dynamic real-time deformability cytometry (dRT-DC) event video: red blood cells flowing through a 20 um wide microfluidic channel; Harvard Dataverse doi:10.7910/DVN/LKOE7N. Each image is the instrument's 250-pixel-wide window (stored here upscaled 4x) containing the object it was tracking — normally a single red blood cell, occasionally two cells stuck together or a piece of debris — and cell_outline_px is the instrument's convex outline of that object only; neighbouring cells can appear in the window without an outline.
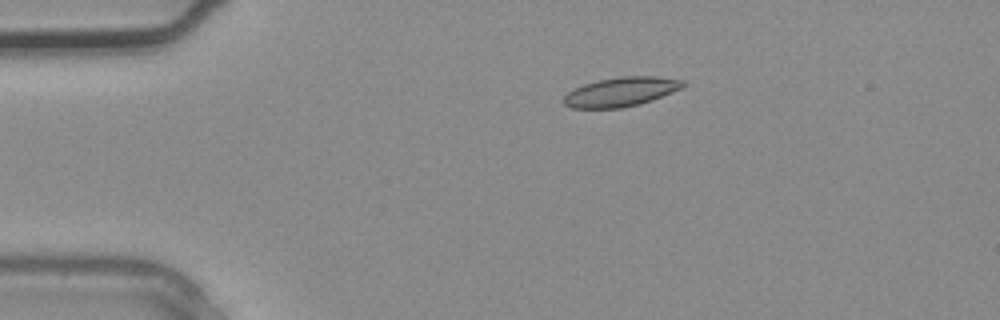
{"species": "common noctule bat (a hibernating species)", "species_latin": "Nyctalus noctula", "temperature_condition": "warm", "stored_images_in_passage": 4, "camera_frame_rate_fps": 3000, "um_per_image_px": 0.085, "animal": {"sex": "male", "body_mass_g": 20.4}, "frame": {"image": 1, "passage_image": 2, "time_ms": 0.333, "image_size_px": [1000, 320], "cell_outline_px": [[684, 88], [652, 100], [620, 108], [572, 108], [564, 104], [564, 96], [572, 88], [596, 80], [620, 76], [656, 76], [684, 80]], "centroid_in_image_um": [52.78, 7.79], "position_along_channel_um": 32.2, "area_um2": 20.4}}
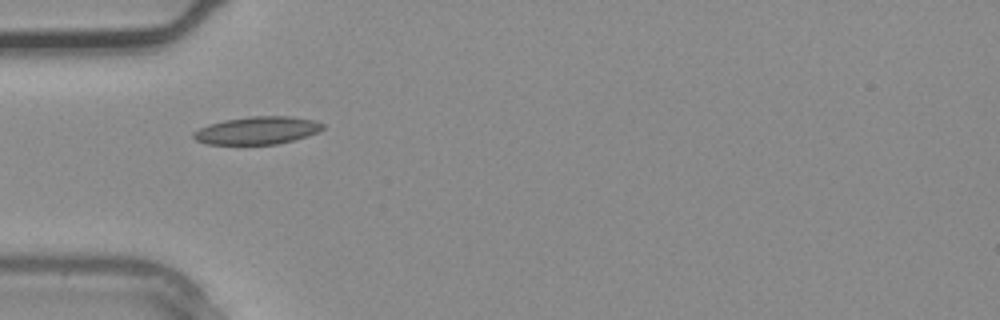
{"frame": {"image": 2, "passage_image": 3, "time_ms": 0.667, "image_size_px": [1000, 320], "cell_outline_px": [[324, 128], [308, 136], [276, 144], [208, 144], [196, 140], [192, 136], [192, 132], [208, 124], [224, 120], [252, 116], [288, 116], [316, 120], [324, 124]], "centroid_in_image_um": [21.86, 11.08], "position_along_channel_um": 63.1, "area_um2": 20.81}}
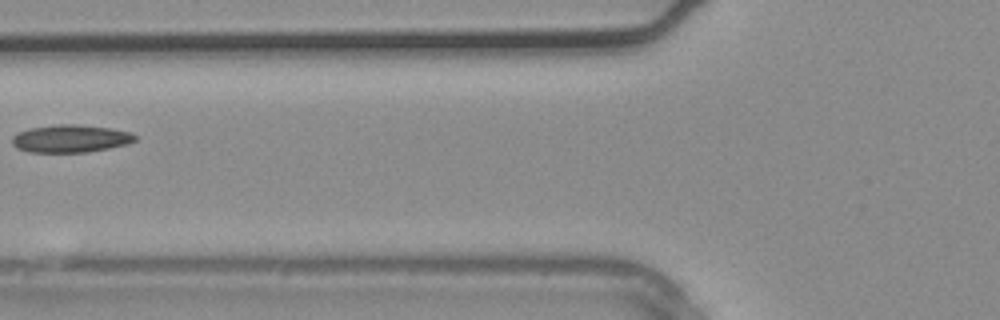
{"frame": {"image": 3, "passage_image": 4, "time_ms": 1.0, "image_size_px": [1000, 320], "cell_outline_px": [[136, 140], [128, 144], [88, 152], [28, 152], [16, 148], [12, 144], [12, 136], [28, 128], [56, 124], [76, 124], [112, 128], [132, 132], [136, 136]], "centroid_in_image_um": [6.0, 11.77], "position_along_channel_um": 119.8, "area_um2": 20.0}}